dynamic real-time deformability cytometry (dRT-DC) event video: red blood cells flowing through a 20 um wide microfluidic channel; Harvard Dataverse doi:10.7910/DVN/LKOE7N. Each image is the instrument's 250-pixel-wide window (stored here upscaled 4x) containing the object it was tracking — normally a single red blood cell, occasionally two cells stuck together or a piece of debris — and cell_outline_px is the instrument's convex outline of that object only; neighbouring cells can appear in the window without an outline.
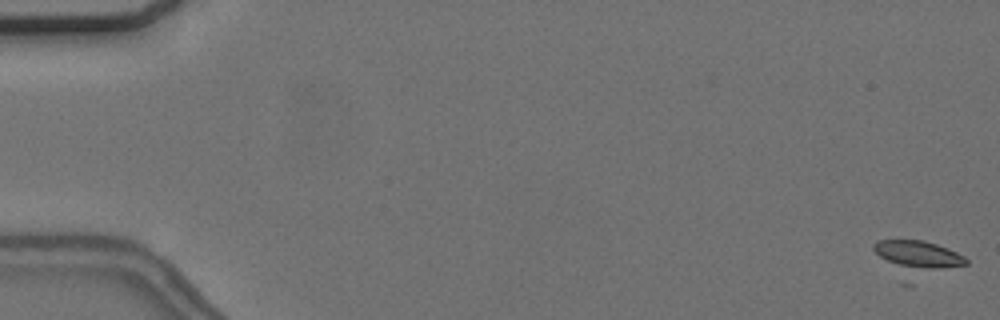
{"species": "common noctule bat (a hibernating species)", "species_latin": "Nyctalus noctula", "temperature_condition": "cold", "stored_images_in_passage": 57, "camera_frame_rate_fps": 3000, "um_per_image_px": 0.085, "animal": {"sex": "female", "body_mass_g": 24.6, "forearm_length_mm": 56.2}, "frame": {"image": 1, "passage_image": 1, "time_ms": 0.0, "image_size_px": [1000, 320], "cell_outline_px": [[968, 264], [940, 268], [908, 268], [888, 260], [880, 256], [872, 248], [872, 244], [876, 240], [924, 240], [948, 248], [964, 256], [968, 260]], "centroid_in_image_um": [78.05, 21.59], "position_along_channel_um": 7.0, "area_um2": 14.28}}
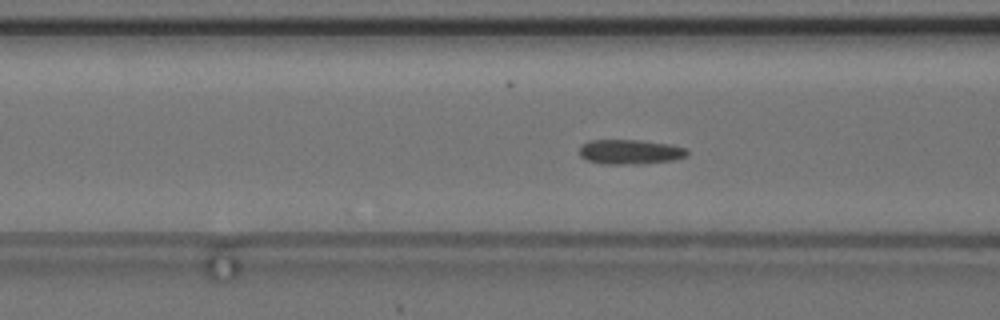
{"frame": {"image": 2, "passage_image": 23, "time_ms": 7.333, "image_size_px": [1000, 320], "cell_outline_px": [[688, 156], [676, 160], [644, 164], [600, 164], [588, 160], [580, 156], [580, 144], [592, 140], [640, 140], [672, 144], [688, 148]], "centroid_in_image_um": [53.61, 12.91], "position_along_channel_um": 113.0, "area_um2": 15.9}}
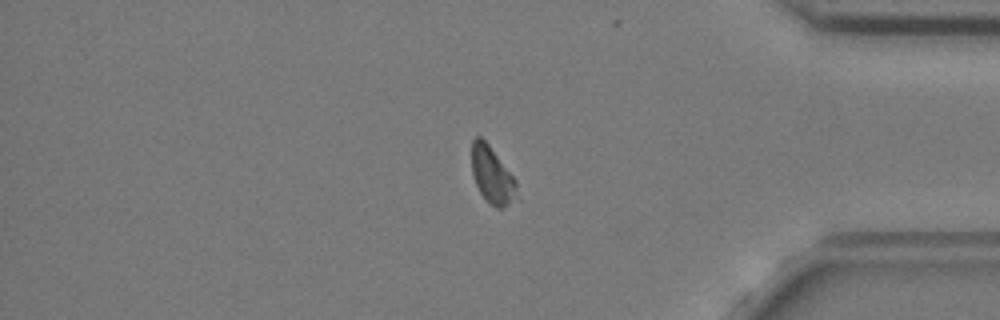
{"frame": {"image": 3, "passage_image": 48, "time_ms": 15.667, "image_size_px": [1000, 320], "cell_outline_px": [[516, 188], [508, 204], [504, 208], [496, 208], [480, 192], [476, 184], [472, 172], [472, 140], [476, 136], [480, 136], [488, 144], [516, 180]], "centroid_in_image_um": [41.78, 14.84], "position_along_channel_um": 393.4, "area_um2": 14.22}}